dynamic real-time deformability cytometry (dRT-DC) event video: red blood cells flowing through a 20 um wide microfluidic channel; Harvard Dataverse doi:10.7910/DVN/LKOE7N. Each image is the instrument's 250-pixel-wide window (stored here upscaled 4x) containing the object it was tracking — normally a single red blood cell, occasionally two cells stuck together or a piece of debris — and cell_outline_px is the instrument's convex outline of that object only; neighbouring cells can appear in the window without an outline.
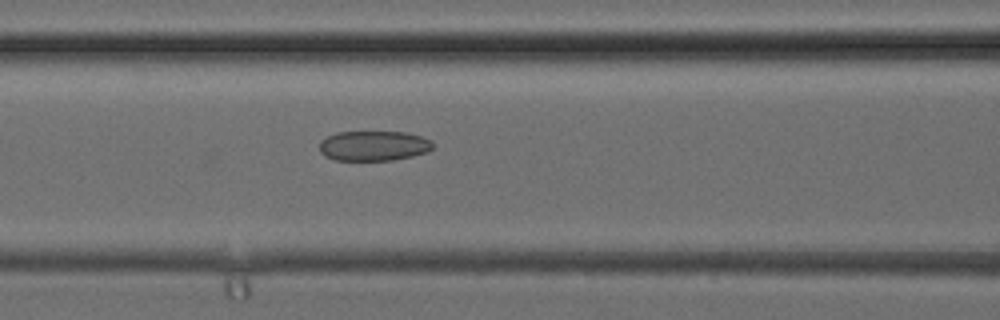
{"species": "common noctule bat (a hibernating species)", "species_latin": "Nyctalus noctula", "temperature_condition": "cold", "stored_images_in_passage": 22, "camera_frame_rate_fps": 3000, "um_per_image_px": 0.085, "animal": {"sex": "female", "body_mass_g": 24.6, "forearm_length_mm": 56.2}, "frame": {"image": 1, "passage_image": 5, "time_ms": 1.333, "image_size_px": [1000, 320], "cell_outline_px": [[432, 148], [428, 152], [412, 156], [392, 160], [332, 160], [324, 156], [320, 152], [320, 140], [336, 132], [404, 132], [420, 136], [432, 140]], "centroid_in_image_um": [31.74, 12.4], "position_along_channel_um": 134.9, "area_um2": 19.88}}
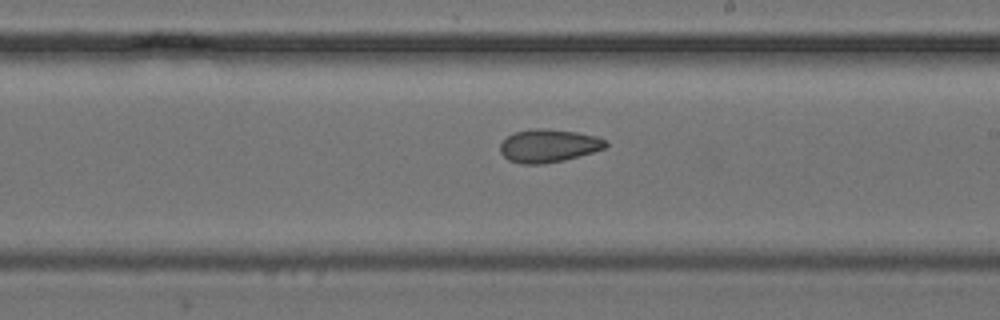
{"frame": {"image": 2, "passage_image": 11, "time_ms": 3.333, "image_size_px": [1000, 320], "cell_outline_px": [[608, 144], [604, 148], [592, 152], [564, 160], [540, 164], [520, 164], [508, 160], [500, 152], [500, 144], [508, 136], [516, 132], [536, 128], [540, 128], [576, 132], [596, 136], [608, 140]], "centroid_in_image_um": [46.62, 12.39], "position_along_channel_um": 242.4, "area_um2": 20.17}}
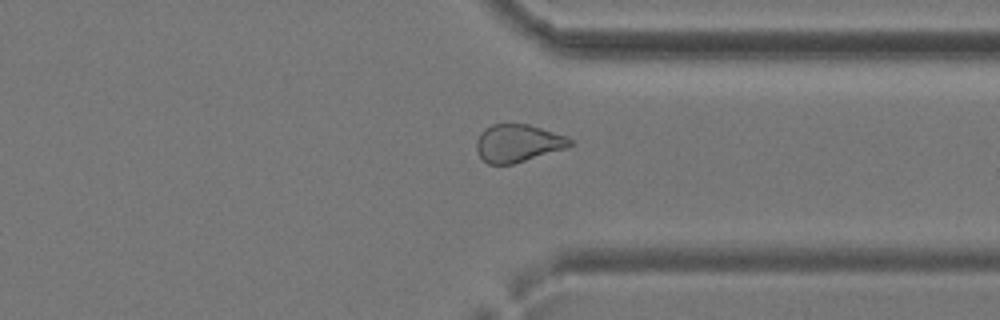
{"frame": {"image": 3, "passage_image": 18, "time_ms": 5.667, "image_size_px": [1000, 320], "cell_outline_px": [[572, 144], [568, 148], [512, 164], [488, 164], [480, 156], [476, 148], [476, 140], [480, 132], [484, 128], [492, 124], [528, 124], [568, 136], [572, 140]], "centroid_in_image_um": [44.03, 12.16], "position_along_channel_um": 367.4, "area_um2": 20.63}}